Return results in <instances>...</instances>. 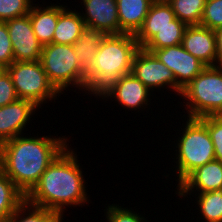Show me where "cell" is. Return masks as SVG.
Segmentation results:
<instances>
[{
	"instance_id": "d6986e66",
	"label": "cell",
	"mask_w": 222,
	"mask_h": 222,
	"mask_svg": "<svg viewBox=\"0 0 222 222\" xmlns=\"http://www.w3.org/2000/svg\"><path fill=\"white\" fill-rule=\"evenodd\" d=\"M67 6H59L58 23L53 36V43L73 45L82 35L86 25L81 12L69 10Z\"/></svg>"
},
{
	"instance_id": "5bb4252c",
	"label": "cell",
	"mask_w": 222,
	"mask_h": 222,
	"mask_svg": "<svg viewBox=\"0 0 222 222\" xmlns=\"http://www.w3.org/2000/svg\"><path fill=\"white\" fill-rule=\"evenodd\" d=\"M182 46L206 66H217L215 30L201 25H188Z\"/></svg>"
},
{
	"instance_id": "ac0fdd59",
	"label": "cell",
	"mask_w": 222,
	"mask_h": 222,
	"mask_svg": "<svg viewBox=\"0 0 222 222\" xmlns=\"http://www.w3.org/2000/svg\"><path fill=\"white\" fill-rule=\"evenodd\" d=\"M40 7L33 4L28 15L39 43L45 46L53 43V36L59 18V5Z\"/></svg>"
},
{
	"instance_id": "8992f818",
	"label": "cell",
	"mask_w": 222,
	"mask_h": 222,
	"mask_svg": "<svg viewBox=\"0 0 222 222\" xmlns=\"http://www.w3.org/2000/svg\"><path fill=\"white\" fill-rule=\"evenodd\" d=\"M40 62L49 82L60 94L71 85L79 90L83 88L86 93V73L78 63L73 45L42 46Z\"/></svg>"
},
{
	"instance_id": "1f68e13d",
	"label": "cell",
	"mask_w": 222,
	"mask_h": 222,
	"mask_svg": "<svg viewBox=\"0 0 222 222\" xmlns=\"http://www.w3.org/2000/svg\"><path fill=\"white\" fill-rule=\"evenodd\" d=\"M216 34V51H217V64L222 66V27L215 30Z\"/></svg>"
},
{
	"instance_id": "9a60e30c",
	"label": "cell",
	"mask_w": 222,
	"mask_h": 222,
	"mask_svg": "<svg viewBox=\"0 0 222 222\" xmlns=\"http://www.w3.org/2000/svg\"><path fill=\"white\" fill-rule=\"evenodd\" d=\"M187 24L175 17V14L167 1H153L143 26L135 35L142 48L155 34L165 28H187Z\"/></svg>"
},
{
	"instance_id": "f546056e",
	"label": "cell",
	"mask_w": 222,
	"mask_h": 222,
	"mask_svg": "<svg viewBox=\"0 0 222 222\" xmlns=\"http://www.w3.org/2000/svg\"><path fill=\"white\" fill-rule=\"evenodd\" d=\"M14 62L13 47L6 22H0V65L7 68Z\"/></svg>"
},
{
	"instance_id": "83f0119b",
	"label": "cell",
	"mask_w": 222,
	"mask_h": 222,
	"mask_svg": "<svg viewBox=\"0 0 222 222\" xmlns=\"http://www.w3.org/2000/svg\"><path fill=\"white\" fill-rule=\"evenodd\" d=\"M200 25L211 30L222 27V0H206Z\"/></svg>"
},
{
	"instance_id": "4316f807",
	"label": "cell",
	"mask_w": 222,
	"mask_h": 222,
	"mask_svg": "<svg viewBox=\"0 0 222 222\" xmlns=\"http://www.w3.org/2000/svg\"><path fill=\"white\" fill-rule=\"evenodd\" d=\"M206 126L214 145L215 159L222 163V115L199 118Z\"/></svg>"
},
{
	"instance_id": "4fadbf2b",
	"label": "cell",
	"mask_w": 222,
	"mask_h": 222,
	"mask_svg": "<svg viewBox=\"0 0 222 222\" xmlns=\"http://www.w3.org/2000/svg\"><path fill=\"white\" fill-rule=\"evenodd\" d=\"M85 13L81 17L88 28L109 34H120L116 0H82Z\"/></svg>"
},
{
	"instance_id": "6da1fadb",
	"label": "cell",
	"mask_w": 222,
	"mask_h": 222,
	"mask_svg": "<svg viewBox=\"0 0 222 222\" xmlns=\"http://www.w3.org/2000/svg\"><path fill=\"white\" fill-rule=\"evenodd\" d=\"M67 146L65 137L17 136L0 145V169L26 195Z\"/></svg>"
},
{
	"instance_id": "5b68a950",
	"label": "cell",
	"mask_w": 222,
	"mask_h": 222,
	"mask_svg": "<svg viewBox=\"0 0 222 222\" xmlns=\"http://www.w3.org/2000/svg\"><path fill=\"white\" fill-rule=\"evenodd\" d=\"M188 118L222 115V66H207L182 89Z\"/></svg>"
},
{
	"instance_id": "f1b7e54d",
	"label": "cell",
	"mask_w": 222,
	"mask_h": 222,
	"mask_svg": "<svg viewBox=\"0 0 222 222\" xmlns=\"http://www.w3.org/2000/svg\"><path fill=\"white\" fill-rule=\"evenodd\" d=\"M106 220L109 222H147L139 213L132 212L130 209L122 208L121 206L108 205L106 209Z\"/></svg>"
},
{
	"instance_id": "7c38bea8",
	"label": "cell",
	"mask_w": 222,
	"mask_h": 222,
	"mask_svg": "<svg viewBox=\"0 0 222 222\" xmlns=\"http://www.w3.org/2000/svg\"><path fill=\"white\" fill-rule=\"evenodd\" d=\"M36 109L37 106L26 99H17L0 107V145L22 135Z\"/></svg>"
},
{
	"instance_id": "cb8c5ba5",
	"label": "cell",
	"mask_w": 222,
	"mask_h": 222,
	"mask_svg": "<svg viewBox=\"0 0 222 222\" xmlns=\"http://www.w3.org/2000/svg\"><path fill=\"white\" fill-rule=\"evenodd\" d=\"M198 194L197 204L206 222H222V189Z\"/></svg>"
},
{
	"instance_id": "d4e9b609",
	"label": "cell",
	"mask_w": 222,
	"mask_h": 222,
	"mask_svg": "<svg viewBox=\"0 0 222 222\" xmlns=\"http://www.w3.org/2000/svg\"><path fill=\"white\" fill-rule=\"evenodd\" d=\"M186 28H165L155 34L142 48L148 52L182 44Z\"/></svg>"
},
{
	"instance_id": "277c9868",
	"label": "cell",
	"mask_w": 222,
	"mask_h": 222,
	"mask_svg": "<svg viewBox=\"0 0 222 222\" xmlns=\"http://www.w3.org/2000/svg\"><path fill=\"white\" fill-rule=\"evenodd\" d=\"M175 150L177 186L195 169L215 159L214 145L207 126L199 118H187Z\"/></svg>"
},
{
	"instance_id": "484cf974",
	"label": "cell",
	"mask_w": 222,
	"mask_h": 222,
	"mask_svg": "<svg viewBox=\"0 0 222 222\" xmlns=\"http://www.w3.org/2000/svg\"><path fill=\"white\" fill-rule=\"evenodd\" d=\"M32 5L33 0H0V22L29 14Z\"/></svg>"
},
{
	"instance_id": "2e32d148",
	"label": "cell",
	"mask_w": 222,
	"mask_h": 222,
	"mask_svg": "<svg viewBox=\"0 0 222 222\" xmlns=\"http://www.w3.org/2000/svg\"><path fill=\"white\" fill-rule=\"evenodd\" d=\"M180 197L192 195V189L199 193L222 189V163L216 159L192 171L178 186ZM186 195V196H185Z\"/></svg>"
},
{
	"instance_id": "30bf717a",
	"label": "cell",
	"mask_w": 222,
	"mask_h": 222,
	"mask_svg": "<svg viewBox=\"0 0 222 222\" xmlns=\"http://www.w3.org/2000/svg\"><path fill=\"white\" fill-rule=\"evenodd\" d=\"M6 25L13 47L14 61H39L42 45L33 31L29 15L8 20Z\"/></svg>"
},
{
	"instance_id": "ba28073f",
	"label": "cell",
	"mask_w": 222,
	"mask_h": 222,
	"mask_svg": "<svg viewBox=\"0 0 222 222\" xmlns=\"http://www.w3.org/2000/svg\"><path fill=\"white\" fill-rule=\"evenodd\" d=\"M152 53L172 71L179 96L182 89L207 67L186 51L182 44L156 49Z\"/></svg>"
},
{
	"instance_id": "e0dca14e",
	"label": "cell",
	"mask_w": 222,
	"mask_h": 222,
	"mask_svg": "<svg viewBox=\"0 0 222 222\" xmlns=\"http://www.w3.org/2000/svg\"><path fill=\"white\" fill-rule=\"evenodd\" d=\"M154 0H116L120 34L136 35L143 26L145 17Z\"/></svg>"
},
{
	"instance_id": "52a82bcc",
	"label": "cell",
	"mask_w": 222,
	"mask_h": 222,
	"mask_svg": "<svg viewBox=\"0 0 222 222\" xmlns=\"http://www.w3.org/2000/svg\"><path fill=\"white\" fill-rule=\"evenodd\" d=\"M6 71L11 77L19 99L32 101L39 108L45 104L46 99L52 101L60 94L49 82L40 60L14 61Z\"/></svg>"
},
{
	"instance_id": "d6a6232c",
	"label": "cell",
	"mask_w": 222,
	"mask_h": 222,
	"mask_svg": "<svg viewBox=\"0 0 222 222\" xmlns=\"http://www.w3.org/2000/svg\"><path fill=\"white\" fill-rule=\"evenodd\" d=\"M6 70L3 66L0 65V75Z\"/></svg>"
},
{
	"instance_id": "7402d4cb",
	"label": "cell",
	"mask_w": 222,
	"mask_h": 222,
	"mask_svg": "<svg viewBox=\"0 0 222 222\" xmlns=\"http://www.w3.org/2000/svg\"><path fill=\"white\" fill-rule=\"evenodd\" d=\"M62 220L64 218L59 213L32 205L25 200L7 222H62Z\"/></svg>"
},
{
	"instance_id": "8fae6325",
	"label": "cell",
	"mask_w": 222,
	"mask_h": 222,
	"mask_svg": "<svg viewBox=\"0 0 222 222\" xmlns=\"http://www.w3.org/2000/svg\"><path fill=\"white\" fill-rule=\"evenodd\" d=\"M149 92V89L131 73L118 78L99 95V98L100 96L104 99L105 97L116 98L115 101L123 107L137 110L141 106L146 108V105H149L151 95Z\"/></svg>"
},
{
	"instance_id": "7a4b0ae2",
	"label": "cell",
	"mask_w": 222,
	"mask_h": 222,
	"mask_svg": "<svg viewBox=\"0 0 222 222\" xmlns=\"http://www.w3.org/2000/svg\"><path fill=\"white\" fill-rule=\"evenodd\" d=\"M79 167L77 156L68 145L25 195V200L62 216L65 212L63 207L66 205L76 207L89 202L84 177Z\"/></svg>"
},
{
	"instance_id": "603a6c76",
	"label": "cell",
	"mask_w": 222,
	"mask_h": 222,
	"mask_svg": "<svg viewBox=\"0 0 222 222\" xmlns=\"http://www.w3.org/2000/svg\"><path fill=\"white\" fill-rule=\"evenodd\" d=\"M177 19L187 25H200L206 0H168Z\"/></svg>"
},
{
	"instance_id": "4dcf8cb0",
	"label": "cell",
	"mask_w": 222,
	"mask_h": 222,
	"mask_svg": "<svg viewBox=\"0 0 222 222\" xmlns=\"http://www.w3.org/2000/svg\"><path fill=\"white\" fill-rule=\"evenodd\" d=\"M17 99H19V97L16 93L11 77L5 70L0 75V107L8 105Z\"/></svg>"
},
{
	"instance_id": "ffe728a7",
	"label": "cell",
	"mask_w": 222,
	"mask_h": 222,
	"mask_svg": "<svg viewBox=\"0 0 222 222\" xmlns=\"http://www.w3.org/2000/svg\"><path fill=\"white\" fill-rule=\"evenodd\" d=\"M106 36L104 31L86 27L73 44L78 63L85 73L91 69L95 54Z\"/></svg>"
},
{
	"instance_id": "3957f363",
	"label": "cell",
	"mask_w": 222,
	"mask_h": 222,
	"mask_svg": "<svg viewBox=\"0 0 222 222\" xmlns=\"http://www.w3.org/2000/svg\"><path fill=\"white\" fill-rule=\"evenodd\" d=\"M140 46L135 35L109 34L96 52L86 73V91L99 96L118 78L131 74L133 59Z\"/></svg>"
},
{
	"instance_id": "44dd1931",
	"label": "cell",
	"mask_w": 222,
	"mask_h": 222,
	"mask_svg": "<svg viewBox=\"0 0 222 222\" xmlns=\"http://www.w3.org/2000/svg\"><path fill=\"white\" fill-rule=\"evenodd\" d=\"M25 201V194L0 169V222H7Z\"/></svg>"
},
{
	"instance_id": "9c48e42d",
	"label": "cell",
	"mask_w": 222,
	"mask_h": 222,
	"mask_svg": "<svg viewBox=\"0 0 222 222\" xmlns=\"http://www.w3.org/2000/svg\"><path fill=\"white\" fill-rule=\"evenodd\" d=\"M131 73L150 91L167 85L176 93V81L172 71L153 53L143 48H140L134 56Z\"/></svg>"
}]
</instances>
